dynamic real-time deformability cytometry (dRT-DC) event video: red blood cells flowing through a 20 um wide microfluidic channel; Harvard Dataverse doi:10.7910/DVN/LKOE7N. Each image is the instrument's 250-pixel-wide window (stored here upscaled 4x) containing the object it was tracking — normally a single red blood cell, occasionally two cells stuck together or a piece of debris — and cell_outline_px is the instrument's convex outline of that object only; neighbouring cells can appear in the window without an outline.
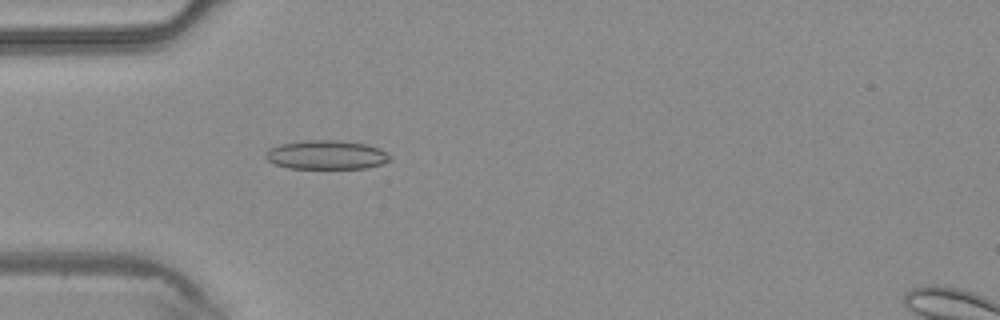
{"species": "common noctule bat (a hibernating species)", "species_latin": "Nyctalus noctula", "temperature_condition": "warm", "stored_images_in_passage": 3, "camera_frame_rate_fps": 3000, "um_per_image_px": 0.085, "animal": {"sex": "male", "body_mass_g": 20.4}, "frame": {"image": 1, "passage_image": 2, "time_ms": 0.333, "image_size_px": [1000, 320], "cell_outline_px": [[392, 160], [384, 164], [368, 168], [288, 168], [272, 164], [264, 156], [268, 148], [280, 144], [308, 140], [332, 140], [368, 144], [380, 148], [392, 156]], "centroid_in_image_um": [27.77, 13.17], "position_along_channel_um": 57.2, "area_um2": 21.27}}